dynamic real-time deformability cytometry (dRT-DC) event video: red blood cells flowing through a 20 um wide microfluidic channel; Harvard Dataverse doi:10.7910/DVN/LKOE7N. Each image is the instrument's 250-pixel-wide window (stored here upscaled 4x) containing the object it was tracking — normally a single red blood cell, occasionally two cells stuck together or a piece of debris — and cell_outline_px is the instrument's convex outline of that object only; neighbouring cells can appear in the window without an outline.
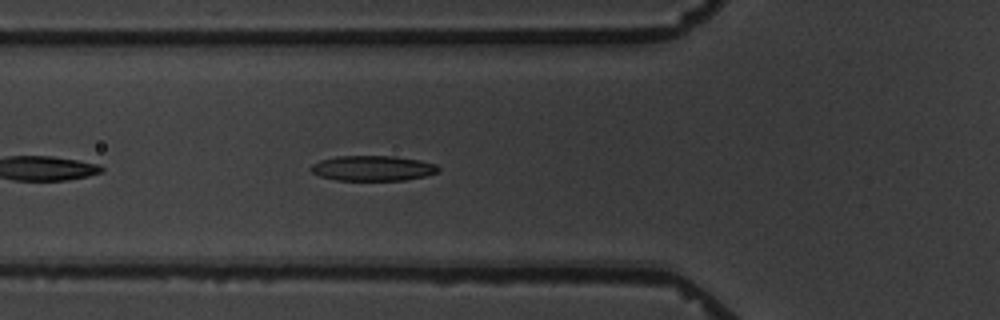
{"species": "common noctule bat (a hibernating species)", "species_latin": "Nyctalus noctula", "temperature_condition": "warm", "stored_images_in_passage": 5, "camera_frame_rate_fps": 3000, "um_per_image_px": 0.085, "animal": {"sex": "male", "body_mass_g": 19.5, "forearm_length_mm": 54.6}, "frame": {"image": 1, "passage_image": 5, "time_ms": 5.333, "image_size_px": [1000, 320], "cell_outline_px": [[440, 172], [424, 176], [404, 180], [336, 180], [320, 176], [312, 172], [308, 168], [312, 164], [320, 160], [336, 156], [396, 156], [420, 160], [436, 164], [440, 168]], "centroid_in_image_um": [31.69, 14.29], "position_along_channel_um": 94.1, "area_um2": 18.84}}